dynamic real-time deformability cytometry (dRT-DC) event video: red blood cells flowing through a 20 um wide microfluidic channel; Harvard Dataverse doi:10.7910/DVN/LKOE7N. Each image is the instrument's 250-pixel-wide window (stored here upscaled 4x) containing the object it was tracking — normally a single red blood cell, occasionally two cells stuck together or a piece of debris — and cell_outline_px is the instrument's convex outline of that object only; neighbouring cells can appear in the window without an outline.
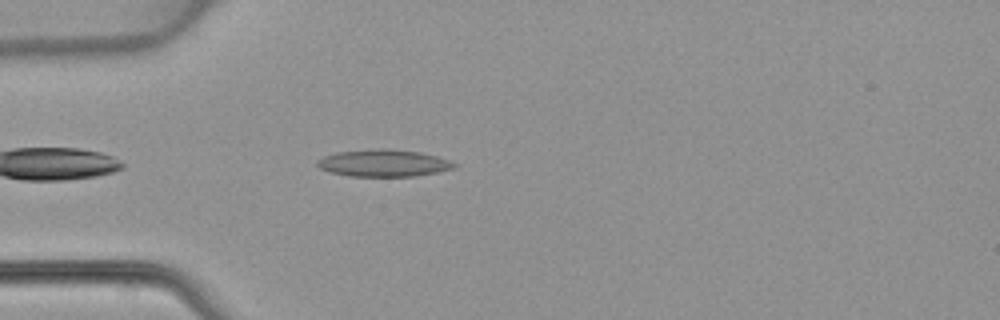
{"species": "common noctule bat (a hibernating species)", "species_latin": "Nyctalus noctula", "temperature_condition": "warm", "stored_images_in_passage": 7, "camera_frame_rate_fps": 3000, "um_per_image_px": 0.085, "animal": {"sex": "female", "body_mass_g": 22.7, "forearm_length_mm": 54.2}, "frame": {"image": 1, "passage_image": 3, "time_ms": 0.667, "image_size_px": [1000, 320], "cell_outline_px": [[456, 168], [440, 172], [416, 176], [348, 176], [332, 172], [320, 168], [316, 164], [316, 160], [324, 156], [336, 152], [376, 148], [388, 148], [420, 152], [436, 156], [448, 160], [456, 164]], "centroid_in_image_um": [32.61, 13.86], "position_along_channel_um": 52.4, "area_um2": 21.73}}
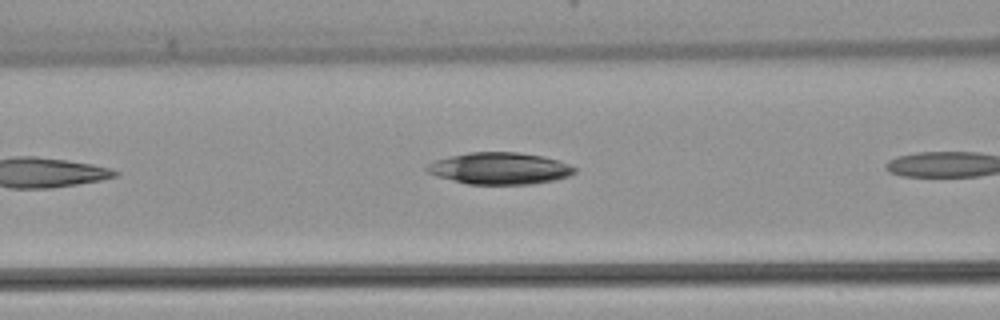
{"frame": {"image": 2, "passage_image": 6, "time_ms": 1.667, "image_size_px": [1000, 320], "cell_outline_px": [[576, 172], [568, 176], [552, 180], [532, 184], [468, 184], [436, 176], [428, 172], [424, 168], [428, 164], [436, 160], [468, 152], [520, 152], [544, 156], [568, 164], [576, 168]], "centroid_in_image_um": [42.47, 14.31], "position_along_channel_um": 124.1, "area_um2": 27.22}}